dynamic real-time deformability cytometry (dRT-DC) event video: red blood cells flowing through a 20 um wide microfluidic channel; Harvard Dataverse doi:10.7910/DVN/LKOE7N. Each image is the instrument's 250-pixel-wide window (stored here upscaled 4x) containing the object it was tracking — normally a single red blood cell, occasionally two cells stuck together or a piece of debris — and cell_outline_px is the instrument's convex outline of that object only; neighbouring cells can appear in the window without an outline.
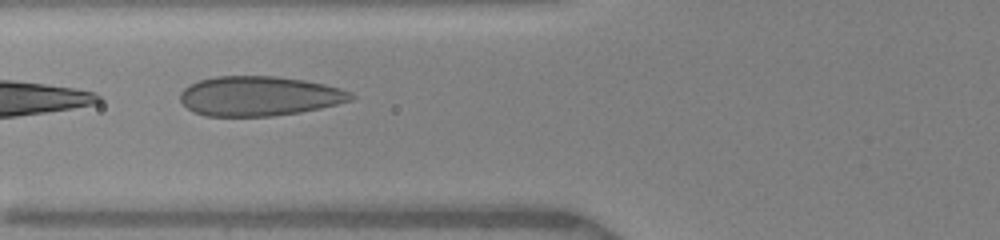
{"species": "human", "species_latin": "Homo sapiens", "temperature_condition": "warm", "stored_images_in_passage": 15, "camera_frame_rate_fps": 3000, "um_per_image_px": 0.085, "donor": {"sex": "female"}, "frame": {"image": 1, "passage_image": 10, "time_ms": 5.333, "image_size_px": [1000, 240], "cell_outline_px": [[356, 96], [352, 100], [320, 108], [300, 112], [272, 116], [204, 116], [192, 112], [180, 100], [180, 92], [188, 84], [200, 80], [216, 76], [276, 76], [304, 80], [324, 84], [340, 88], [352, 92]], "centroid_in_image_um": [22.02, 8.16], "position_along_channel_um": 103.8, "area_um2": 39.65}}
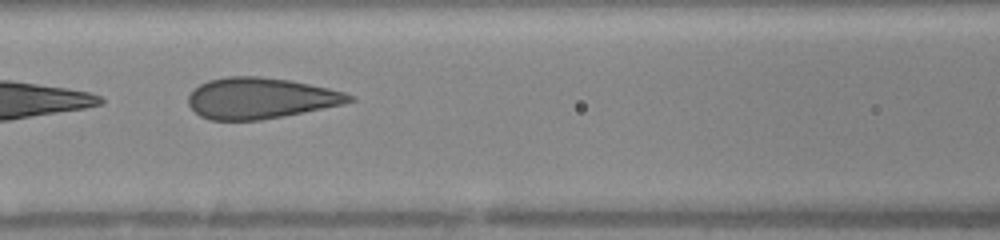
{"frame": {"image": 2, "passage_image": 11, "time_ms": 6.333, "image_size_px": [1000, 240], "cell_outline_px": [[356, 100], [344, 104], [260, 120], [208, 120], [200, 116], [188, 104], [188, 96], [200, 84], [208, 80], [228, 76], [260, 76], [292, 80], [328, 88], [344, 92], [356, 96]], "centroid_in_image_um": [22.15, 8.34], "position_along_channel_um": 144.5, "area_um2": 38.44}}